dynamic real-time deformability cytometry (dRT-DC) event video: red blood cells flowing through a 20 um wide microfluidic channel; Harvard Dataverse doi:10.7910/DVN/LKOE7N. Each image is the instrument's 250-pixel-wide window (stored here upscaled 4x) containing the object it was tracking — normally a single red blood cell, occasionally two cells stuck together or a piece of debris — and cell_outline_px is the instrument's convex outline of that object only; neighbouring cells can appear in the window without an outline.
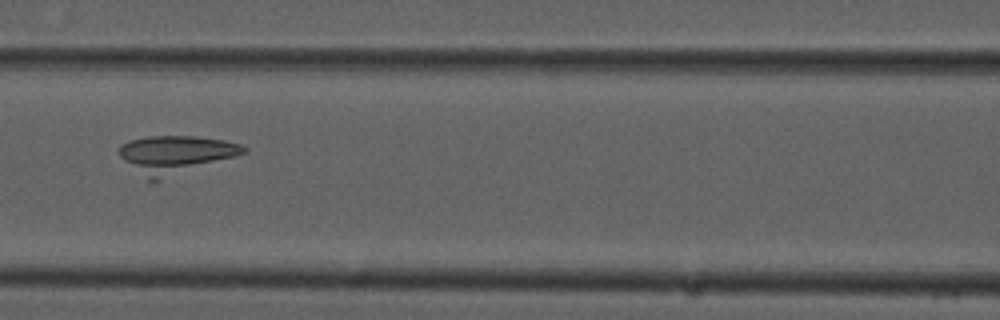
{"species": "common noctule bat (a hibernating species)", "species_latin": "Nyctalus noctula", "temperature_condition": "cold", "stored_images_in_passage": 30, "camera_frame_rate_fps": 3000, "um_per_image_px": 0.085, "animal": {"sex": "male", "forearm_length_mm": 52.5}, "frame": {"image": 1, "passage_image": 10, "time_ms": 3.0, "image_size_px": [1000, 320], "cell_outline_px": [[248, 152], [236, 156], [156, 180], [148, 180], [124, 160], [120, 156], [120, 144], [128, 140], [148, 136], [196, 136], [224, 140], [240, 144], [248, 148]], "centroid_in_image_um": [14.93, 13.09], "position_along_channel_um": 151.7, "area_um2": 26.82}}
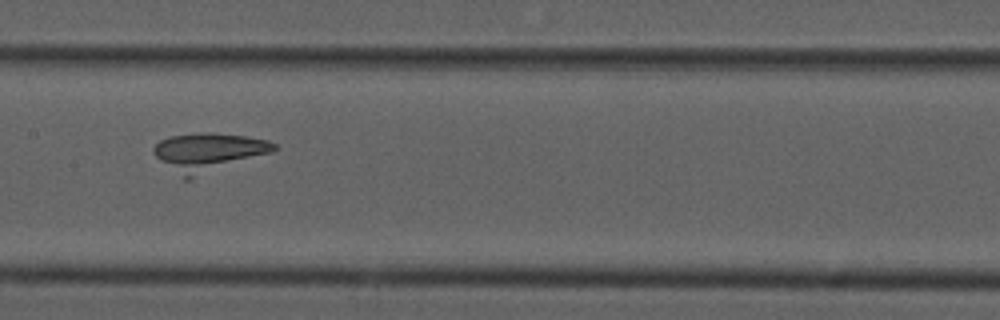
{"frame": {"image": 2, "passage_image": 13, "time_ms": 4.0, "image_size_px": [1000, 320], "cell_outline_px": [[280, 148], [272, 152], [188, 180], [184, 180], [160, 160], [152, 152], [152, 148], [160, 140], [172, 136], [204, 132], [244, 136], [268, 140], [276, 144]], "centroid_in_image_um": [17.72, 12.94], "position_along_channel_um": 189.7, "area_um2": 26.76}}